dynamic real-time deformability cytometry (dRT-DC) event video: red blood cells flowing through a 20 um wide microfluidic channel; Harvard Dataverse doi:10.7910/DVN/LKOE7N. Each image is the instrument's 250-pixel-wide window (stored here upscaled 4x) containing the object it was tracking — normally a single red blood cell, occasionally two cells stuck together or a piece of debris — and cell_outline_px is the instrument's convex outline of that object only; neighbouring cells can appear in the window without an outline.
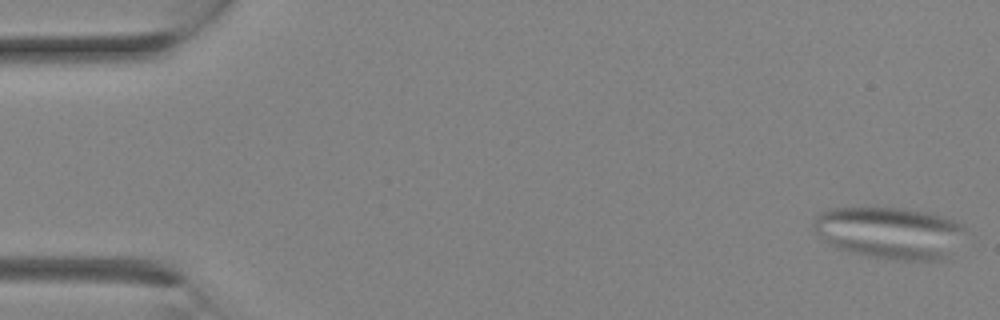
{"species": "Egyptian fruit bat (a non-hibernating species)", "species_latin": "Rousettus aegyptiacus", "temperature_condition": "room temperature", "stored_images_in_passage": 10, "camera_frame_rate_fps": 3000, "um_per_image_px": 0.085, "animal": {"sex": "female"}, "frame": {"image": 1, "passage_image": 1, "time_ms": 0.0, "image_size_px": [1000, 320], "cell_outline_px": [[964, 228], [944, 256], [940, 260], [896, 260], [848, 252], [836, 248], [824, 240], [812, 228], [812, 224], [816, 216], [820, 212], [828, 208], [904, 208], [932, 212], [944, 216], [960, 224]], "centroid_in_image_um": [75.5, 19.75], "position_along_channel_um": 9.5, "area_um2": 45.08}}
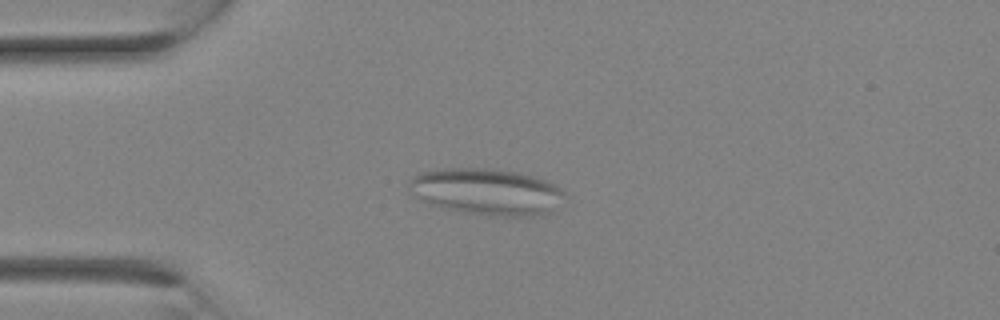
{"frame": {"image": 2, "passage_image": 7, "time_ms": 2.0, "image_size_px": [1000, 320], "cell_outline_px": [[564, 192], [548, 212], [528, 216], [492, 216], [464, 212], [444, 208], [432, 204], [408, 192], [408, 184], [412, 176], [420, 172], [444, 168], [492, 168], [516, 172], [548, 180], [560, 188]], "centroid_in_image_um": [41.28, 16.27], "position_along_channel_um": 43.7, "area_um2": 41.67}}
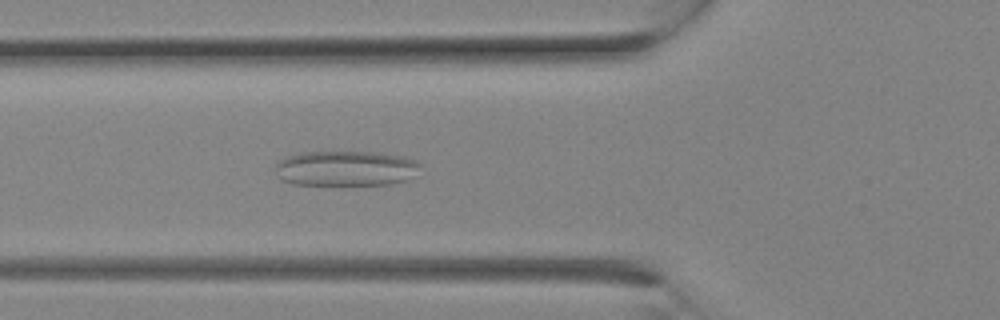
{"frame": {"image": 3, "passage_image": 10, "time_ms": 3.0, "image_size_px": [1000, 320], "cell_outline_px": [[420, 164], [408, 180], [388, 184], [348, 188], [344, 188], [292, 184], [280, 180], [276, 176], [272, 168], [284, 156], [300, 152], [380, 152], [404, 156], [416, 160]], "centroid_in_image_um": [29.29, 14.36], "position_along_channel_um": 96.5, "area_um2": 31.39}}